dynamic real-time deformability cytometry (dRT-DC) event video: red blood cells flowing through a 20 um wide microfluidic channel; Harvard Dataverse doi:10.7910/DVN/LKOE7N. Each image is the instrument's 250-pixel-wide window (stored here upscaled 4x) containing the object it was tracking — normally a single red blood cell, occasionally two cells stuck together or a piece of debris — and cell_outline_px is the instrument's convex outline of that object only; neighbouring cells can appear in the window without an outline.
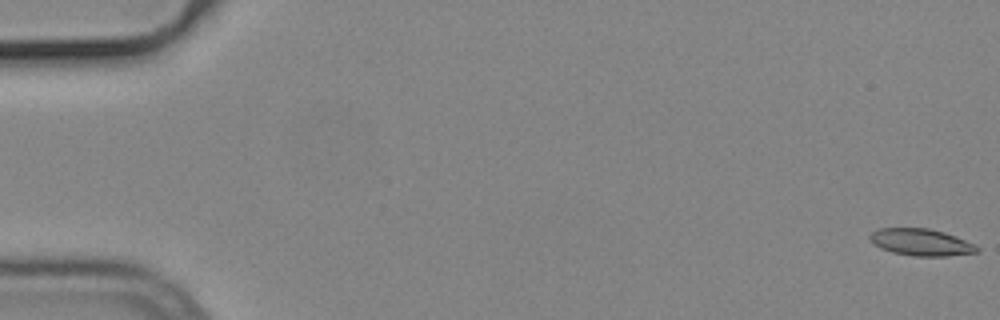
{"species": "common noctule bat (a hibernating species)", "species_latin": "Nyctalus noctula", "temperature_condition": "cold", "stored_images_in_passage": 39, "camera_frame_rate_fps": 3000, "um_per_image_px": 0.085, "animal": {"sex": "male", "body_mass_g": 19.2, "forearm_length_mm": 51.8}, "frame": {"image": 1, "passage_image": 1, "time_ms": 0.0, "image_size_px": [1000, 320], "cell_outline_px": [[980, 252], [944, 256], [912, 256], [892, 252], [880, 248], [872, 244], [868, 240], [868, 236], [872, 232], [880, 228], [928, 228], [944, 232], [956, 236], [976, 244], [980, 248]], "centroid_in_image_um": [78.29, 20.59], "position_along_channel_um": 6.7, "area_um2": 17.05}}
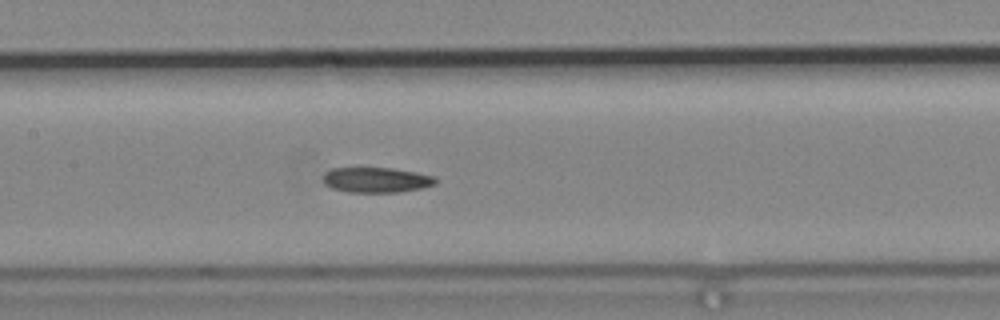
{"frame": {"image": 2, "passage_image": 27, "time_ms": 8.667, "image_size_px": [1000, 320], "cell_outline_px": [[436, 184], [420, 188], [400, 192], [348, 192], [332, 188], [324, 184], [324, 172], [332, 168], [392, 168], [416, 172], [436, 176]], "centroid_in_image_um": [31.99, 15.29], "position_along_channel_um": 175.4, "area_um2": 16.53}}
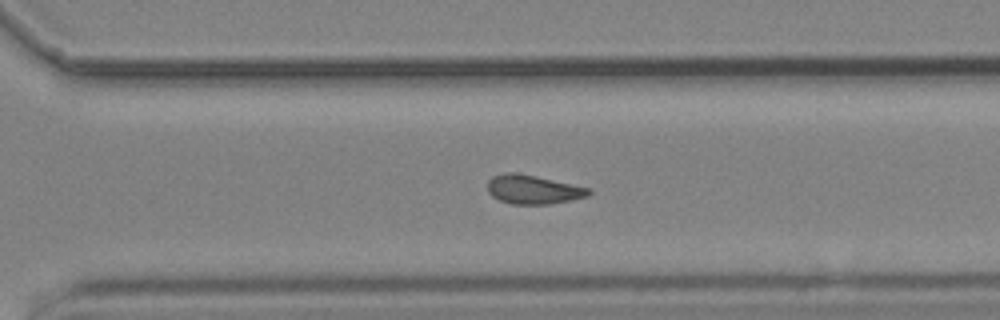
{"frame": {"image": 3, "passage_image": 39, "time_ms": 12.667, "image_size_px": [1000, 320], "cell_outline_px": [[592, 192], [588, 196], [552, 204], [512, 204], [500, 200], [492, 196], [488, 192], [488, 180], [492, 176], [504, 172], [516, 172], [592, 188]], "centroid_in_image_um": [45.32, 16.1], "position_along_channel_um": 325.3, "area_um2": 17.17}}